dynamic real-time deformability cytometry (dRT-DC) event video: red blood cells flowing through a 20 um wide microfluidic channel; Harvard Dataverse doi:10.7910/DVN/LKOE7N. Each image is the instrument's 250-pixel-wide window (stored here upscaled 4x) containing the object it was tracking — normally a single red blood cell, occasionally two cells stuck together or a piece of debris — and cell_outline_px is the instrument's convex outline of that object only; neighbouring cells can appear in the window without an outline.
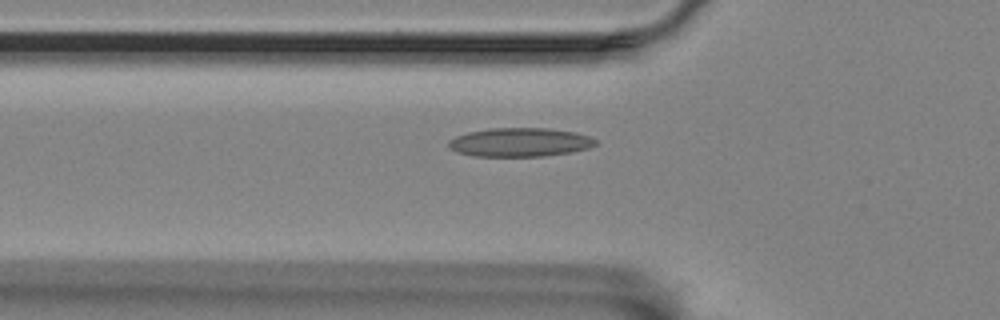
{"species": "Egyptian fruit bat (a non-hibernating species)", "species_latin": "Rousettus aegyptiacus", "temperature_condition": "room temperature", "stored_images_in_passage": 40, "camera_frame_rate_fps": 3000, "um_per_image_px": 0.085, "animal": {"sex": "female"}, "frame": {"image": 1, "passage_image": 2, "time_ms": 0.333, "image_size_px": [1000, 320], "cell_outline_px": [[596, 144], [588, 148], [572, 152], [544, 156], [472, 156], [456, 152], [448, 148], [448, 140], [456, 136], [468, 132], [492, 128], [548, 128], [576, 132], [588, 136], [596, 140]], "centroid_in_image_um": [44.16, 12.09], "position_along_channel_um": 81.6, "area_um2": 24.74}}
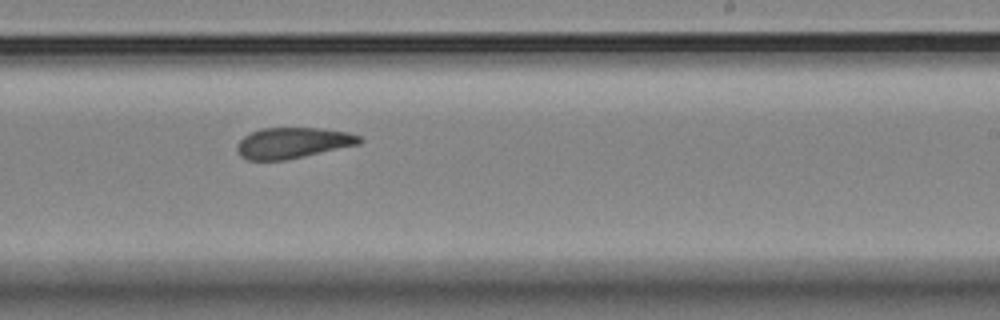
{"frame": {"image": 2, "passage_image": 18, "time_ms": 5.667, "image_size_px": [1000, 320], "cell_outline_px": [[364, 140], [360, 144], [288, 160], [248, 160], [240, 156], [236, 148], [236, 144], [244, 136], [260, 128], [320, 128], [348, 132], [360, 136]], "centroid_in_image_um": [24.9, 12.15], "position_along_channel_um": 264.1, "area_um2": 22.2}}
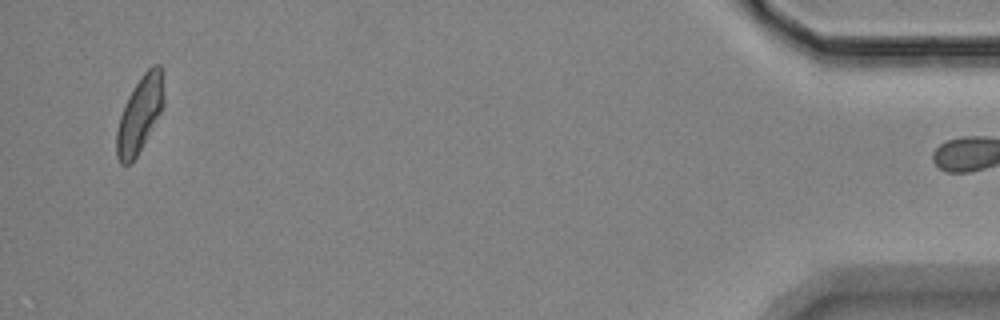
{"frame": {"image": 3, "passage_image": 39, "time_ms": 12.667, "image_size_px": [1000, 320], "cell_outline_px": [[164, 104], [160, 112], [136, 156], [128, 164], [120, 164], [116, 156], [116, 132], [120, 116], [124, 104], [128, 96], [144, 72], [152, 64], [160, 64], [164, 96]], "centroid_in_image_um": [11.86, 9.7], "position_along_channel_um": 423.3, "area_um2": 20.4}}